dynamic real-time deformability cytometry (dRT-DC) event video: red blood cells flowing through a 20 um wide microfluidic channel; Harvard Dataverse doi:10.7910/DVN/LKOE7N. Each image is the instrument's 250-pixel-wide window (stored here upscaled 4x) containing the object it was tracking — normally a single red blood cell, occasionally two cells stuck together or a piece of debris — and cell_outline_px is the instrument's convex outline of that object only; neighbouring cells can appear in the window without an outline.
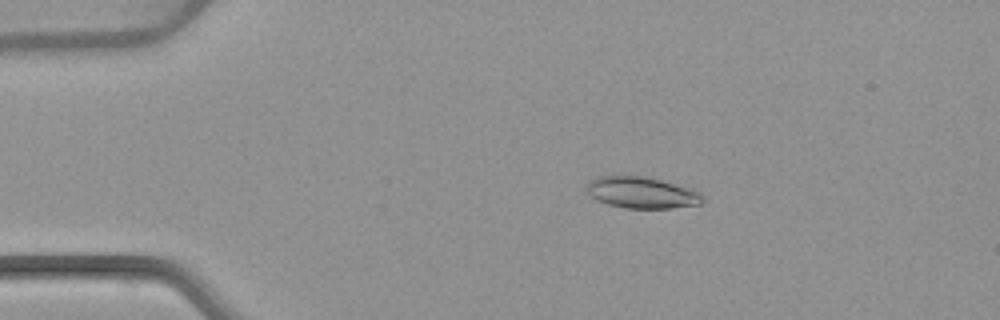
{"species": "common noctule bat (a hibernating species)", "species_latin": "Nyctalus noctula", "temperature_condition": "warm", "stored_images_in_passage": 52, "camera_frame_rate_fps": 3000, "um_per_image_px": 0.085, "animal": {"sex": "female", "body_mass_g": 22.7, "forearm_length_mm": 54.2}, "frame": {"image": 1, "passage_image": 10, "time_ms": 3.0, "image_size_px": [1000, 320], "cell_outline_px": [[704, 200], [700, 204], [672, 208], [624, 208], [608, 204], [596, 200], [584, 188], [588, 180], [596, 176], [644, 176], [692, 188], [700, 192], [704, 196]], "centroid_in_image_um": [54.53, 16.37], "position_along_channel_um": 30.5, "area_um2": 21.44}}
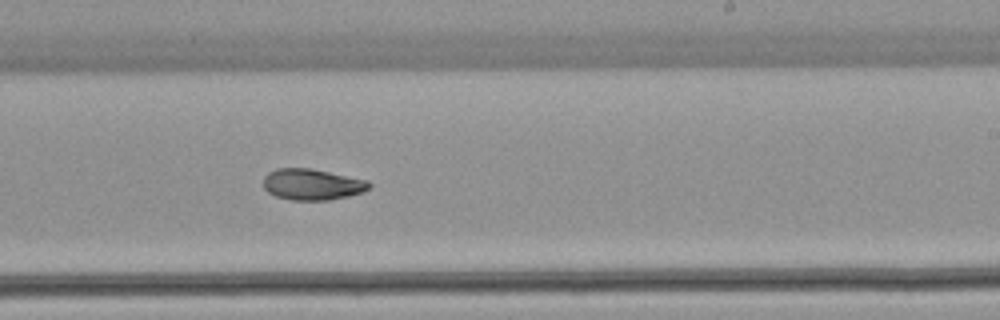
{"frame": {"image": 2, "passage_image": 32, "time_ms": 10.333, "image_size_px": [1000, 320], "cell_outline_px": [[372, 184], [368, 188], [360, 192], [348, 196], [328, 200], [292, 200], [276, 196], [268, 192], [264, 188], [264, 176], [268, 172], [276, 168], [312, 168], [368, 180]], "centroid_in_image_um": [26.51, 15.66], "position_along_channel_um": 262.5, "area_um2": 19.19}}
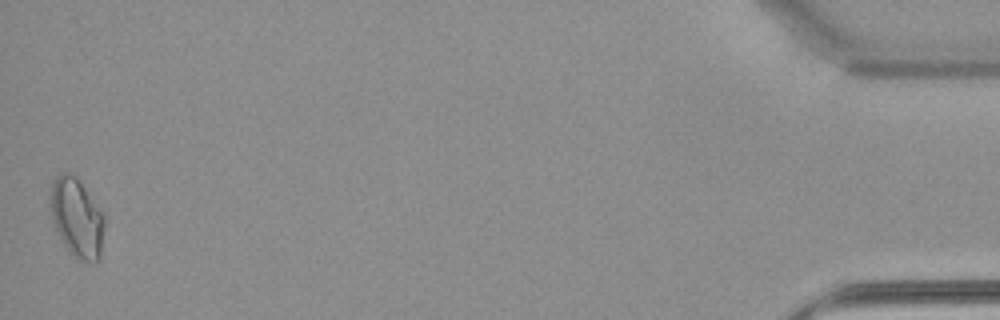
{"frame": {"image": 3, "passage_image": 52, "time_ms": 17.0, "image_size_px": [1000, 320], "cell_outline_px": [[104, 228], [100, 260], [96, 264], [92, 264], [76, 260], [68, 252], [56, 232], [48, 212], [48, 196], [52, 180], [60, 172], [68, 172], [76, 176], [104, 216]], "centroid_in_image_um": [6.47, 18.55], "position_along_channel_um": 428.7, "area_um2": 25.89}, "authors_computed_cell_mechanics": {"area_um2": 20.23, "velocity_mm_per_s": 3.9051, "shape_relaxation_time_tau1_ms": null, "shape_relaxation_time_tau2_ms": 7.9558, "deformation_change_tau1": null, "deformation_change_tau2": 0.1336}}